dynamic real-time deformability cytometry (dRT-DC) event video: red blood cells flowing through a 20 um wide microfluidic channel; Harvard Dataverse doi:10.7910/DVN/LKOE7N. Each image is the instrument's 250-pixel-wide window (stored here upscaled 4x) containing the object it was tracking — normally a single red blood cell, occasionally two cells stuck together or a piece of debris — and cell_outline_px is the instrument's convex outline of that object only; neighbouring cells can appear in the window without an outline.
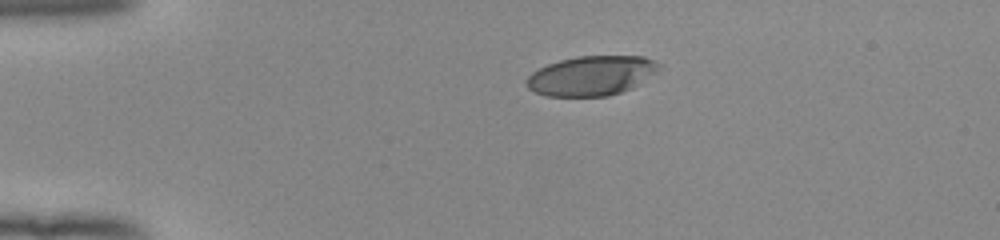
{"species": "human", "species_latin": "Homo sapiens", "temperature_condition": "room temperature", "stored_images_in_passage": 42, "camera_frame_rate_fps": 3000, "um_per_image_px": 0.085, "donor": {"sex": "female"}, "frame": {"image": 1, "passage_image": 1, "time_ms": 0.0, "image_size_px": [1000, 240], "cell_outline_px": [[660, 68], [656, 72], [632, 88], [608, 96], [548, 96], [536, 92], [528, 88], [524, 84], [524, 80], [532, 72], [548, 64], [560, 60], [580, 56], [644, 56], [660, 64]], "centroid_in_image_um": [50.25, 6.43], "position_along_channel_um": 34.8, "area_um2": 30.46}}
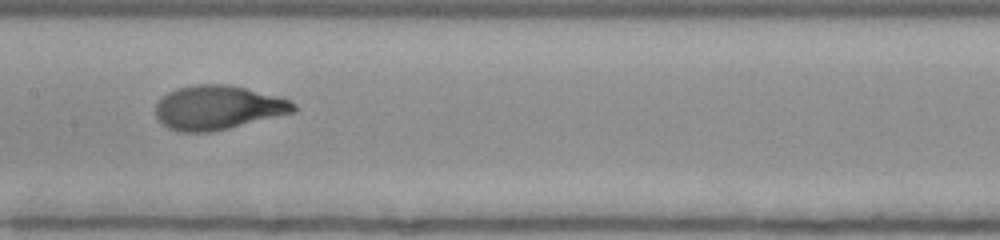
{"frame": {"image": 2, "passage_image": 17, "time_ms": 5.333, "image_size_px": [1000, 240], "cell_outline_px": [[296, 112], [212, 132], [180, 132], [168, 128], [156, 116], [156, 104], [168, 92], [176, 88], [196, 84], [228, 84], [292, 100], [296, 104]], "centroid_in_image_um": [18.54, 9.15], "position_along_channel_um": 188.9, "area_um2": 35.37}}
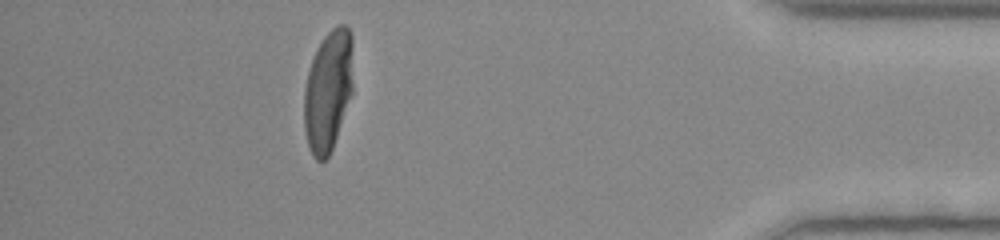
{"frame": {"image": 3, "passage_image": 37, "time_ms": 12.0, "image_size_px": [1000, 240], "cell_outline_px": [[352, 96], [332, 148], [328, 156], [324, 160], [316, 160], [312, 156], [308, 144], [304, 128], [304, 88], [308, 68], [316, 48], [324, 36], [336, 24], [344, 24], [352, 32]], "centroid_in_image_um": [27.89, 7.68], "position_along_channel_um": 407.3, "area_um2": 35.03}, "authors_computed_cell_mechanics": {"area_um2": 35.0268, "velocity_mm_per_s": 3.9306, "shape_relaxation_time_tau1_ms": 3.22, "shape_relaxation_time_tau2_ms": null, "deformation_change_tau1": 0.198, "deformation_change_tau2": null}}